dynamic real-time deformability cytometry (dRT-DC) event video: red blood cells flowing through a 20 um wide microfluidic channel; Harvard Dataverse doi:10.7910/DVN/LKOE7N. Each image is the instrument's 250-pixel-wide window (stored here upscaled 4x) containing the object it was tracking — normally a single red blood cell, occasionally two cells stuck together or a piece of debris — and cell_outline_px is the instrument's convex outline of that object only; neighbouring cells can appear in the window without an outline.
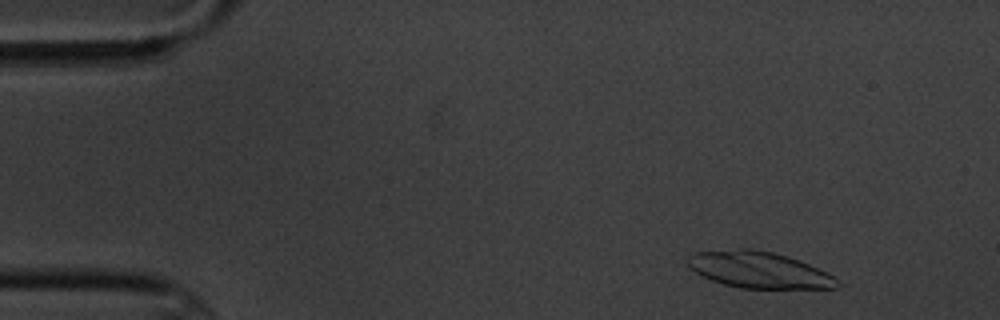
{"species": "common noctule bat (a hibernating species)", "species_latin": "Nyctalus noctula", "temperature_condition": "cold", "stored_images_in_passage": 6, "camera_frame_rate_fps": 3000, "um_per_image_px": 0.085, "animal": {"sex": "male", "body_mass_g": 20.1, "forearm_length_mm": 53.5}, "frame": {"image": 1, "passage_image": 6, "time_ms": 7.667, "image_size_px": [1000, 320], "cell_outline_px": [[840, 288], [740, 288], [724, 284], [712, 280], [696, 272], [688, 264], [688, 256], [696, 252], [740, 248], [752, 248], [772, 252], [788, 256], [808, 264], [832, 276], [840, 284]], "centroid_in_image_um": [64.49, 22.93], "position_along_channel_um": 20.5, "area_um2": 31.27}}